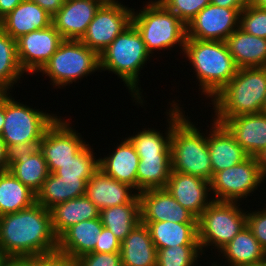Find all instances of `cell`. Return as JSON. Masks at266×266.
I'll list each match as a JSON object with an SVG mask.
<instances>
[{
  "mask_svg": "<svg viewBox=\"0 0 266 266\" xmlns=\"http://www.w3.org/2000/svg\"><path fill=\"white\" fill-rule=\"evenodd\" d=\"M51 215L39 203L0 216V252L3 257H35L57 251Z\"/></svg>",
  "mask_w": 266,
  "mask_h": 266,
  "instance_id": "obj_1",
  "label": "cell"
},
{
  "mask_svg": "<svg viewBox=\"0 0 266 266\" xmlns=\"http://www.w3.org/2000/svg\"><path fill=\"white\" fill-rule=\"evenodd\" d=\"M153 56L147 51L141 34L131 23L100 55V73H113L128 89L132 102L143 108L147 104L141 89L140 75ZM146 64V66H145ZM139 85V86H138ZM142 90V91H141Z\"/></svg>",
  "mask_w": 266,
  "mask_h": 266,
  "instance_id": "obj_2",
  "label": "cell"
},
{
  "mask_svg": "<svg viewBox=\"0 0 266 266\" xmlns=\"http://www.w3.org/2000/svg\"><path fill=\"white\" fill-rule=\"evenodd\" d=\"M184 59L189 61L198 82V91L210 100L238 70L225 41H202L186 38Z\"/></svg>",
  "mask_w": 266,
  "mask_h": 266,
  "instance_id": "obj_3",
  "label": "cell"
},
{
  "mask_svg": "<svg viewBox=\"0 0 266 266\" xmlns=\"http://www.w3.org/2000/svg\"><path fill=\"white\" fill-rule=\"evenodd\" d=\"M265 97L266 67L238 68L236 75L208 102L214 110L211 118L227 120L260 113Z\"/></svg>",
  "mask_w": 266,
  "mask_h": 266,
  "instance_id": "obj_4",
  "label": "cell"
},
{
  "mask_svg": "<svg viewBox=\"0 0 266 266\" xmlns=\"http://www.w3.org/2000/svg\"><path fill=\"white\" fill-rule=\"evenodd\" d=\"M132 24L141 34L151 56L155 52L160 54V50L172 51L173 47H179V53L183 55L187 26L159 0L143 1L141 9L133 8Z\"/></svg>",
  "mask_w": 266,
  "mask_h": 266,
  "instance_id": "obj_5",
  "label": "cell"
},
{
  "mask_svg": "<svg viewBox=\"0 0 266 266\" xmlns=\"http://www.w3.org/2000/svg\"><path fill=\"white\" fill-rule=\"evenodd\" d=\"M190 118L188 113L187 116L184 113L172 126L170 140L172 171L197 176L210 182L213 170L207 130L202 131Z\"/></svg>",
  "mask_w": 266,
  "mask_h": 266,
  "instance_id": "obj_6",
  "label": "cell"
},
{
  "mask_svg": "<svg viewBox=\"0 0 266 266\" xmlns=\"http://www.w3.org/2000/svg\"><path fill=\"white\" fill-rule=\"evenodd\" d=\"M20 101L15 100L12 92H5V122L0 136L10 152L16 148L38 147L46 129L58 117L49 113L50 110L33 108L30 103Z\"/></svg>",
  "mask_w": 266,
  "mask_h": 266,
  "instance_id": "obj_7",
  "label": "cell"
},
{
  "mask_svg": "<svg viewBox=\"0 0 266 266\" xmlns=\"http://www.w3.org/2000/svg\"><path fill=\"white\" fill-rule=\"evenodd\" d=\"M99 71L100 58L97 52L80 40L64 39L37 74L48 77L54 89L66 90V86L73 82L79 83V80L82 81L84 77L87 78Z\"/></svg>",
  "mask_w": 266,
  "mask_h": 266,
  "instance_id": "obj_8",
  "label": "cell"
},
{
  "mask_svg": "<svg viewBox=\"0 0 266 266\" xmlns=\"http://www.w3.org/2000/svg\"><path fill=\"white\" fill-rule=\"evenodd\" d=\"M241 205L240 202L213 201L197 218L198 240L203 256L208 249H214L211 253L216 255L247 226V209Z\"/></svg>",
  "mask_w": 266,
  "mask_h": 266,
  "instance_id": "obj_9",
  "label": "cell"
},
{
  "mask_svg": "<svg viewBox=\"0 0 266 266\" xmlns=\"http://www.w3.org/2000/svg\"><path fill=\"white\" fill-rule=\"evenodd\" d=\"M264 182L256 157L249 156L240 164L213 174L210 191L213 201L242 202L256 190L265 191L260 188Z\"/></svg>",
  "mask_w": 266,
  "mask_h": 266,
  "instance_id": "obj_10",
  "label": "cell"
},
{
  "mask_svg": "<svg viewBox=\"0 0 266 266\" xmlns=\"http://www.w3.org/2000/svg\"><path fill=\"white\" fill-rule=\"evenodd\" d=\"M58 114L55 121L46 129L39 143L50 173H54L60 165L72 160L87 144L84 136L72 127V119H65Z\"/></svg>",
  "mask_w": 266,
  "mask_h": 266,
  "instance_id": "obj_11",
  "label": "cell"
},
{
  "mask_svg": "<svg viewBox=\"0 0 266 266\" xmlns=\"http://www.w3.org/2000/svg\"><path fill=\"white\" fill-rule=\"evenodd\" d=\"M132 13L123 3L102 5L80 41L100 55L132 23Z\"/></svg>",
  "mask_w": 266,
  "mask_h": 266,
  "instance_id": "obj_12",
  "label": "cell"
},
{
  "mask_svg": "<svg viewBox=\"0 0 266 266\" xmlns=\"http://www.w3.org/2000/svg\"><path fill=\"white\" fill-rule=\"evenodd\" d=\"M244 8H224L209 3L188 24L187 38L202 41H226L240 22Z\"/></svg>",
  "mask_w": 266,
  "mask_h": 266,
  "instance_id": "obj_13",
  "label": "cell"
},
{
  "mask_svg": "<svg viewBox=\"0 0 266 266\" xmlns=\"http://www.w3.org/2000/svg\"><path fill=\"white\" fill-rule=\"evenodd\" d=\"M63 40L53 24L21 36L16 42L18 60L22 70L27 75L35 74L36 76V73L50 60Z\"/></svg>",
  "mask_w": 266,
  "mask_h": 266,
  "instance_id": "obj_14",
  "label": "cell"
},
{
  "mask_svg": "<svg viewBox=\"0 0 266 266\" xmlns=\"http://www.w3.org/2000/svg\"><path fill=\"white\" fill-rule=\"evenodd\" d=\"M138 196L141 222L197 224V218L182 207L166 188L141 191Z\"/></svg>",
  "mask_w": 266,
  "mask_h": 266,
  "instance_id": "obj_15",
  "label": "cell"
},
{
  "mask_svg": "<svg viewBox=\"0 0 266 266\" xmlns=\"http://www.w3.org/2000/svg\"><path fill=\"white\" fill-rule=\"evenodd\" d=\"M165 188L196 218L213 202L210 182L197 176L171 171Z\"/></svg>",
  "mask_w": 266,
  "mask_h": 266,
  "instance_id": "obj_16",
  "label": "cell"
},
{
  "mask_svg": "<svg viewBox=\"0 0 266 266\" xmlns=\"http://www.w3.org/2000/svg\"><path fill=\"white\" fill-rule=\"evenodd\" d=\"M173 99L168 102L170 107L166 109V126L164 131L154 128H142L141 130H136V133L130 136L127 135V138L134 145L137 154L139 157H151L157 155H171L170 151V140L172 134V126L173 124L184 114L183 105H181V101ZM180 101V102H179ZM179 102V103H178ZM182 106V107H181ZM168 111V112H167ZM162 131V132H161ZM164 132V133H163Z\"/></svg>",
  "mask_w": 266,
  "mask_h": 266,
  "instance_id": "obj_17",
  "label": "cell"
},
{
  "mask_svg": "<svg viewBox=\"0 0 266 266\" xmlns=\"http://www.w3.org/2000/svg\"><path fill=\"white\" fill-rule=\"evenodd\" d=\"M101 6L94 0H65L52 24L63 39L80 40Z\"/></svg>",
  "mask_w": 266,
  "mask_h": 266,
  "instance_id": "obj_18",
  "label": "cell"
},
{
  "mask_svg": "<svg viewBox=\"0 0 266 266\" xmlns=\"http://www.w3.org/2000/svg\"><path fill=\"white\" fill-rule=\"evenodd\" d=\"M86 196L99 211L126 203H140L138 192L133 187L111 178L100 168L88 180Z\"/></svg>",
  "mask_w": 266,
  "mask_h": 266,
  "instance_id": "obj_19",
  "label": "cell"
},
{
  "mask_svg": "<svg viewBox=\"0 0 266 266\" xmlns=\"http://www.w3.org/2000/svg\"><path fill=\"white\" fill-rule=\"evenodd\" d=\"M214 121L222 124L249 156L255 157L266 148V114H242Z\"/></svg>",
  "mask_w": 266,
  "mask_h": 266,
  "instance_id": "obj_20",
  "label": "cell"
},
{
  "mask_svg": "<svg viewBox=\"0 0 266 266\" xmlns=\"http://www.w3.org/2000/svg\"><path fill=\"white\" fill-rule=\"evenodd\" d=\"M210 122V126L206 127L209 129L207 141L213 174L240 164L249 157L222 124L213 119Z\"/></svg>",
  "mask_w": 266,
  "mask_h": 266,
  "instance_id": "obj_21",
  "label": "cell"
},
{
  "mask_svg": "<svg viewBox=\"0 0 266 266\" xmlns=\"http://www.w3.org/2000/svg\"><path fill=\"white\" fill-rule=\"evenodd\" d=\"M117 142L114 149H109L107 156L99 157V168L111 178L129 184L137 191V168L139 155L134 145L127 137Z\"/></svg>",
  "mask_w": 266,
  "mask_h": 266,
  "instance_id": "obj_22",
  "label": "cell"
},
{
  "mask_svg": "<svg viewBox=\"0 0 266 266\" xmlns=\"http://www.w3.org/2000/svg\"><path fill=\"white\" fill-rule=\"evenodd\" d=\"M9 170L36 194L50 174L43 153L38 147L14 149L10 154Z\"/></svg>",
  "mask_w": 266,
  "mask_h": 266,
  "instance_id": "obj_23",
  "label": "cell"
},
{
  "mask_svg": "<svg viewBox=\"0 0 266 266\" xmlns=\"http://www.w3.org/2000/svg\"><path fill=\"white\" fill-rule=\"evenodd\" d=\"M52 24V16L37 3L23 0L0 21V28L14 40Z\"/></svg>",
  "mask_w": 266,
  "mask_h": 266,
  "instance_id": "obj_24",
  "label": "cell"
},
{
  "mask_svg": "<svg viewBox=\"0 0 266 266\" xmlns=\"http://www.w3.org/2000/svg\"><path fill=\"white\" fill-rule=\"evenodd\" d=\"M102 229L100 217L77 223L58 238L57 251L74 260L92 253L98 243Z\"/></svg>",
  "mask_w": 266,
  "mask_h": 266,
  "instance_id": "obj_25",
  "label": "cell"
},
{
  "mask_svg": "<svg viewBox=\"0 0 266 266\" xmlns=\"http://www.w3.org/2000/svg\"><path fill=\"white\" fill-rule=\"evenodd\" d=\"M229 53L238 68L266 67V39L238 27L226 39Z\"/></svg>",
  "mask_w": 266,
  "mask_h": 266,
  "instance_id": "obj_26",
  "label": "cell"
},
{
  "mask_svg": "<svg viewBox=\"0 0 266 266\" xmlns=\"http://www.w3.org/2000/svg\"><path fill=\"white\" fill-rule=\"evenodd\" d=\"M54 234L59 238L71 226L99 218L100 211L86 196L70 199L49 209Z\"/></svg>",
  "mask_w": 266,
  "mask_h": 266,
  "instance_id": "obj_27",
  "label": "cell"
},
{
  "mask_svg": "<svg viewBox=\"0 0 266 266\" xmlns=\"http://www.w3.org/2000/svg\"><path fill=\"white\" fill-rule=\"evenodd\" d=\"M122 266H156L157 248L148 228L140 222L121 242Z\"/></svg>",
  "mask_w": 266,
  "mask_h": 266,
  "instance_id": "obj_28",
  "label": "cell"
},
{
  "mask_svg": "<svg viewBox=\"0 0 266 266\" xmlns=\"http://www.w3.org/2000/svg\"><path fill=\"white\" fill-rule=\"evenodd\" d=\"M218 253L220 262L229 266H246L266 259L265 249L247 226Z\"/></svg>",
  "mask_w": 266,
  "mask_h": 266,
  "instance_id": "obj_29",
  "label": "cell"
},
{
  "mask_svg": "<svg viewBox=\"0 0 266 266\" xmlns=\"http://www.w3.org/2000/svg\"><path fill=\"white\" fill-rule=\"evenodd\" d=\"M87 181L81 177L70 178L50 173L36 194V202L45 209L86 195Z\"/></svg>",
  "mask_w": 266,
  "mask_h": 266,
  "instance_id": "obj_30",
  "label": "cell"
},
{
  "mask_svg": "<svg viewBox=\"0 0 266 266\" xmlns=\"http://www.w3.org/2000/svg\"><path fill=\"white\" fill-rule=\"evenodd\" d=\"M149 230L150 237L158 249L180 245H199L197 224L172 222H142Z\"/></svg>",
  "mask_w": 266,
  "mask_h": 266,
  "instance_id": "obj_31",
  "label": "cell"
},
{
  "mask_svg": "<svg viewBox=\"0 0 266 266\" xmlns=\"http://www.w3.org/2000/svg\"><path fill=\"white\" fill-rule=\"evenodd\" d=\"M36 203V193L10 170L0 172V216L15 213Z\"/></svg>",
  "mask_w": 266,
  "mask_h": 266,
  "instance_id": "obj_32",
  "label": "cell"
},
{
  "mask_svg": "<svg viewBox=\"0 0 266 266\" xmlns=\"http://www.w3.org/2000/svg\"><path fill=\"white\" fill-rule=\"evenodd\" d=\"M103 227L110 230L122 242L141 222L140 203H126L100 211Z\"/></svg>",
  "mask_w": 266,
  "mask_h": 266,
  "instance_id": "obj_33",
  "label": "cell"
},
{
  "mask_svg": "<svg viewBox=\"0 0 266 266\" xmlns=\"http://www.w3.org/2000/svg\"><path fill=\"white\" fill-rule=\"evenodd\" d=\"M25 75L18 60L16 40L0 28V93L13 92L14 85L21 84Z\"/></svg>",
  "mask_w": 266,
  "mask_h": 266,
  "instance_id": "obj_34",
  "label": "cell"
},
{
  "mask_svg": "<svg viewBox=\"0 0 266 266\" xmlns=\"http://www.w3.org/2000/svg\"><path fill=\"white\" fill-rule=\"evenodd\" d=\"M137 192L165 188L172 171L171 155L139 157Z\"/></svg>",
  "mask_w": 266,
  "mask_h": 266,
  "instance_id": "obj_35",
  "label": "cell"
},
{
  "mask_svg": "<svg viewBox=\"0 0 266 266\" xmlns=\"http://www.w3.org/2000/svg\"><path fill=\"white\" fill-rule=\"evenodd\" d=\"M92 146L93 144L90 145L88 142L79 153L72 157V160L60 165V168L54 174L56 176L70 178L81 177L88 182L92 175L99 169V156L96 155Z\"/></svg>",
  "mask_w": 266,
  "mask_h": 266,
  "instance_id": "obj_36",
  "label": "cell"
},
{
  "mask_svg": "<svg viewBox=\"0 0 266 266\" xmlns=\"http://www.w3.org/2000/svg\"><path fill=\"white\" fill-rule=\"evenodd\" d=\"M200 245H180L157 250L156 266H198L203 259Z\"/></svg>",
  "mask_w": 266,
  "mask_h": 266,
  "instance_id": "obj_37",
  "label": "cell"
},
{
  "mask_svg": "<svg viewBox=\"0 0 266 266\" xmlns=\"http://www.w3.org/2000/svg\"><path fill=\"white\" fill-rule=\"evenodd\" d=\"M239 27L248 34L266 39V9L248 4L240 12Z\"/></svg>",
  "mask_w": 266,
  "mask_h": 266,
  "instance_id": "obj_38",
  "label": "cell"
},
{
  "mask_svg": "<svg viewBox=\"0 0 266 266\" xmlns=\"http://www.w3.org/2000/svg\"><path fill=\"white\" fill-rule=\"evenodd\" d=\"M186 26L211 0H159Z\"/></svg>",
  "mask_w": 266,
  "mask_h": 266,
  "instance_id": "obj_39",
  "label": "cell"
},
{
  "mask_svg": "<svg viewBox=\"0 0 266 266\" xmlns=\"http://www.w3.org/2000/svg\"><path fill=\"white\" fill-rule=\"evenodd\" d=\"M264 207L247 210V227L266 251V204Z\"/></svg>",
  "mask_w": 266,
  "mask_h": 266,
  "instance_id": "obj_40",
  "label": "cell"
},
{
  "mask_svg": "<svg viewBox=\"0 0 266 266\" xmlns=\"http://www.w3.org/2000/svg\"><path fill=\"white\" fill-rule=\"evenodd\" d=\"M77 266H122L121 253H88L76 260Z\"/></svg>",
  "mask_w": 266,
  "mask_h": 266,
  "instance_id": "obj_41",
  "label": "cell"
},
{
  "mask_svg": "<svg viewBox=\"0 0 266 266\" xmlns=\"http://www.w3.org/2000/svg\"><path fill=\"white\" fill-rule=\"evenodd\" d=\"M33 266H77V264L69 256L55 251L33 257Z\"/></svg>",
  "mask_w": 266,
  "mask_h": 266,
  "instance_id": "obj_42",
  "label": "cell"
},
{
  "mask_svg": "<svg viewBox=\"0 0 266 266\" xmlns=\"http://www.w3.org/2000/svg\"><path fill=\"white\" fill-rule=\"evenodd\" d=\"M121 242L114 236V234L103 227L101 234H99L98 243L93 252L96 253H120Z\"/></svg>",
  "mask_w": 266,
  "mask_h": 266,
  "instance_id": "obj_43",
  "label": "cell"
},
{
  "mask_svg": "<svg viewBox=\"0 0 266 266\" xmlns=\"http://www.w3.org/2000/svg\"><path fill=\"white\" fill-rule=\"evenodd\" d=\"M37 3L52 17L61 9L65 0H29Z\"/></svg>",
  "mask_w": 266,
  "mask_h": 266,
  "instance_id": "obj_44",
  "label": "cell"
},
{
  "mask_svg": "<svg viewBox=\"0 0 266 266\" xmlns=\"http://www.w3.org/2000/svg\"><path fill=\"white\" fill-rule=\"evenodd\" d=\"M0 266H33V257H5Z\"/></svg>",
  "mask_w": 266,
  "mask_h": 266,
  "instance_id": "obj_45",
  "label": "cell"
},
{
  "mask_svg": "<svg viewBox=\"0 0 266 266\" xmlns=\"http://www.w3.org/2000/svg\"><path fill=\"white\" fill-rule=\"evenodd\" d=\"M11 152L7 149L5 142L0 136V172L9 170Z\"/></svg>",
  "mask_w": 266,
  "mask_h": 266,
  "instance_id": "obj_46",
  "label": "cell"
},
{
  "mask_svg": "<svg viewBox=\"0 0 266 266\" xmlns=\"http://www.w3.org/2000/svg\"><path fill=\"white\" fill-rule=\"evenodd\" d=\"M211 3L224 8H245L249 0H211Z\"/></svg>",
  "mask_w": 266,
  "mask_h": 266,
  "instance_id": "obj_47",
  "label": "cell"
},
{
  "mask_svg": "<svg viewBox=\"0 0 266 266\" xmlns=\"http://www.w3.org/2000/svg\"><path fill=\"white\" fill-rule=\"evenodd\" d=\"M23 0H0V21Z\"/></svg>",
  "mask_w": 266,
  "mask_h": 266,
  "instance_id": "obj_48",
  "label": "cell"
},
{
  "mask_svg": "<svg viewBox=\"0 0 266 266\" xmlns=\"http://www.w3.org/2000/svg\"><path fill=\"white\" fill-rule=\"evenodd\" d=\"M258 167L261 173V176L266 184V148L259 152L256 156Z\"/></svg>",
  "mask_w": 266,
  "mask_h": 266,
  "instance_id": "obj_49",
  "label": "cell"
},
{
  "mask_svg": "<svg viewBox=\"0 0 266 266\" xmlns=\"http://www.w3.org/2000/svg\"><path fill=\"white\" fill-rule=\"evenodd\" d=\"M5 122V93H0V135Z\"/></svg>",
  "mask_w": 266,
  "mask_h": 266,
  "instance_id": "obj_50",
  "label": "cell"
},
{
  "mask_svg": "<svg viewBox=\"0 0 266 266\" xmlns=\"http://www.w3.org/2000/svg\"><path fill=\"white\" fill-rule=\"evenodd\" d=\"M249 4L266 9V0H249Z\"/></svg>",
  "mask_w": 266,
  "mask_h": 266,
  "instance_id": "obj_51",
  "label": "cell"
},
{
  "mask_svg": "<svg viewBox=\"0 0 266 266\" xmlns=\"http://www.w3.org/2000/svg\"><path fill=\"white\" fill-rule=\"evenodd\" d=\"M99 2L101 5H115V4H119V3H124L123 1H119V0H94Z\"/></svg>",
  "mask_w": 266,
  "mask_h": 266,
  "instance_id": "obj_52",
  "label": "cell"
},
{
  "mask_svg": "<svg viewBox=\"0 0 266 266\" xmlns=\"http://www.w3.org/2000/svg\"><path fill=\"white\" fill-rule=\"evenodd\" d=\"M207 261H209L210 263H209V265L208 266H229V265H226V264H223L222 265V263L221 262H217V260H213V262H211L210 260H208V259H206ZM211 264V265H210ZM199 266H203L201 263H200V265Z\"/></svg>",
  "mask_w": 266,
  "mask_h": 266,
  "instance_id": "obj_53",
  "label": "cell"
},
{
  "mask_svg": "<svg viewBox=\"0 0 266 266\" xmlns=\"http://www.w3.org/2000/svg\"><path fill=\"white\" fill-rule=\"evenodd\" d=\"M246 266H266V259H264L260 262H257V263L246 265Z\"/></svg>",
  "mask_w": 266,
  "mask_h": 266,
  "instance_id": "obj_54",
  "label": "cell"
},
{
  "mask_svg": "<svg viewBox=\"0 0 266 266\" xmlns=\"http://www.w3.org/2000/svg\"><path fill=\"white\" fill-rule=\"evenodd\" d=\"M262 113L266 114V97H265V101H264V104H263V107H262Z\"/></svg>",
  "mask_w": 266,
  "mask_h": 266,
  "instance_id": "obj_55",
  "label": "cell"
},
{
  "mask_svg": "<svg viewBox=\"0 0 266 266\" xmlns=\"http://www.w3.org/2000/svg\"><path fill=\"white\" fill-rule=\"evenodd\" d=\"M3 255L1 254V252H0V264H1V262H2V260H3Z\"/></svg>",
  "mask_w": 266,
  "mask_h": 266,
  "instance_id": "obj_56",
  "label": "cell"
}]
</instances>
